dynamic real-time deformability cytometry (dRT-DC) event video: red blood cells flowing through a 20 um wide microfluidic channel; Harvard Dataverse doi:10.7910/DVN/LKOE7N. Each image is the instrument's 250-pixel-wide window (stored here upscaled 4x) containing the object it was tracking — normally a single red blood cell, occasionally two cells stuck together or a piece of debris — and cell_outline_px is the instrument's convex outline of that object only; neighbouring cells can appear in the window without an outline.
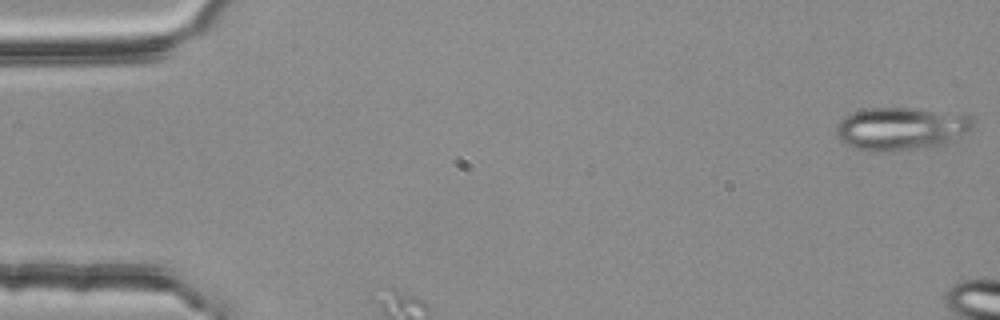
{"species": "common noctule bat (a hibernating species)", "species_latin": "Nyctalus noctula", "temperature_condition": "room temperature", "stored_images_in_passage": 4, "camera_frame_rate_fps": 3000, "um_per_image_px": 0.085, "animal": {"sex": "female", "body_mass_g": 25.1}, "frame": {"image": 1, "passage_image": 1, "time_ms": 0.0, "image_size_px": [1000, 320], "cell_outline_px": [[972, 128], [968, 132], [944, 144], [928, 148], [892, 152], [872, 152], [856, 148], [844, 144], [836, 136], [836, 128], [840, 120], [844, 116], [852, 112], [868, 108], [916, 108], [964, 112], [972, 116]], "centroid_in_image_um": [76.62, 10.93], "position_along_channel_um": 8.4, "area_um2": 35.14}}